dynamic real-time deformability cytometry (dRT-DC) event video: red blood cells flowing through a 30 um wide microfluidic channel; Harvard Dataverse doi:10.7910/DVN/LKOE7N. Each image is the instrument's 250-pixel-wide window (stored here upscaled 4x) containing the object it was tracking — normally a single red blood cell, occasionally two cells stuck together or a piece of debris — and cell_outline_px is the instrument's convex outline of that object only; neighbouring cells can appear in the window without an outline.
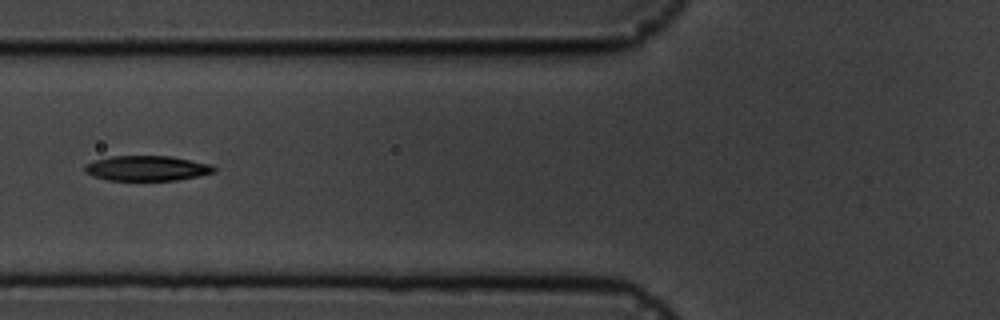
{"species": "common noctule bat (a hibernating species)", "species_latin": "Nyctalus noctula", "temperature_condition": "cold", "stored_images_in_passage": 17, "camera_frame_rate_fps": 3000, "um_per_image_px": 0.085, "animal": {"sex": "male", "body_mass_g": 19.5, "forearm_length_mm": 54.6}, "frame": {"image": 1, "passage_image": 6, "time_ms": 5.667, "image_size_px": [1000, 320], "cell_outline_px": [[216, 172], [200, 176], [176, 180], [108, 180], [92, 176], [84, 172], [84, 164], [92, 160], [112, 156], [172, 156], [212, 164], [216, 168]], "centroid_in_image_um": [12.48, 14.3], "position_along_channel_um": 113.3, "area_um2": 19.19}}
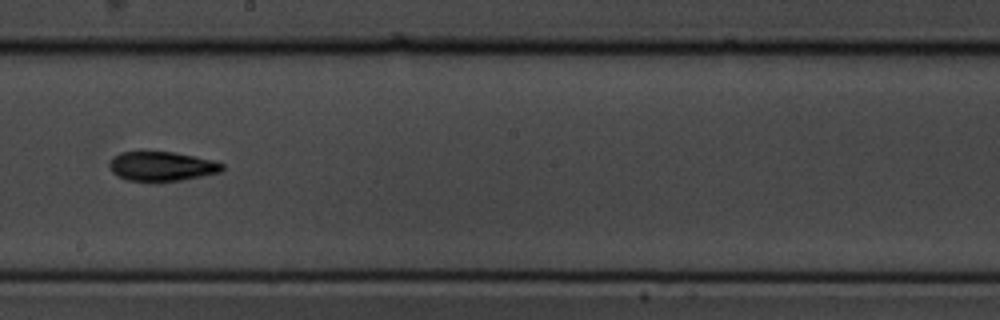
{"frame": {"image": 2, "passage_image": 9, "time_ms": 9.0, "image_size_px": [1000, 320], "cell_outline_px": [[224, 168], [220, 172], [180, 180], [128, 180], [116, 176], [112, 172], [108, 164], [112, 156], [120, 152], [172, 152], [212, 160], [224, 164]], "centroid_in_image_um": [13.7, 14.12], "position_along_channel_um": 234.5, "area_um2": 18.96}}
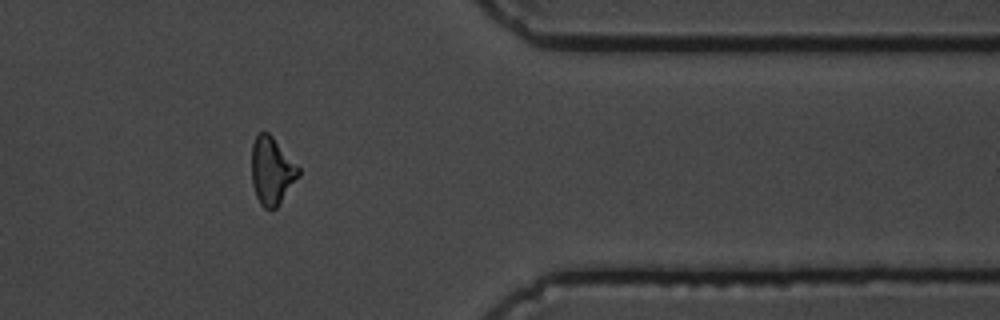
{"frame": {"image": 3, "passage_image": 13, "time_ms": 13.667, "image_size_px": [1000, 320], "cell_outline_px": [[300, 176], [276, 208], [264, 208], [260, 204], [256, 196], [252, 184], [252, 144], [256, 136], [260, 132], [268, 132], [272, 136], [300, 168]], "centroid_in_image_um": [23.11, 14.52], "position_along_channel_um": 388.3, "area_um2": 18.38}, "authors_computed_cell_mechanics": {"area_um2": 18.6694, "velocity_mm_per_s": 3.6433, "shape_relaxation_time_tau1_ms": 4.5735, "shape_relaxation_time_tau2_ms": null, "deformation_change_tau1": 0.1751, "deformation_change_tau2": null}}